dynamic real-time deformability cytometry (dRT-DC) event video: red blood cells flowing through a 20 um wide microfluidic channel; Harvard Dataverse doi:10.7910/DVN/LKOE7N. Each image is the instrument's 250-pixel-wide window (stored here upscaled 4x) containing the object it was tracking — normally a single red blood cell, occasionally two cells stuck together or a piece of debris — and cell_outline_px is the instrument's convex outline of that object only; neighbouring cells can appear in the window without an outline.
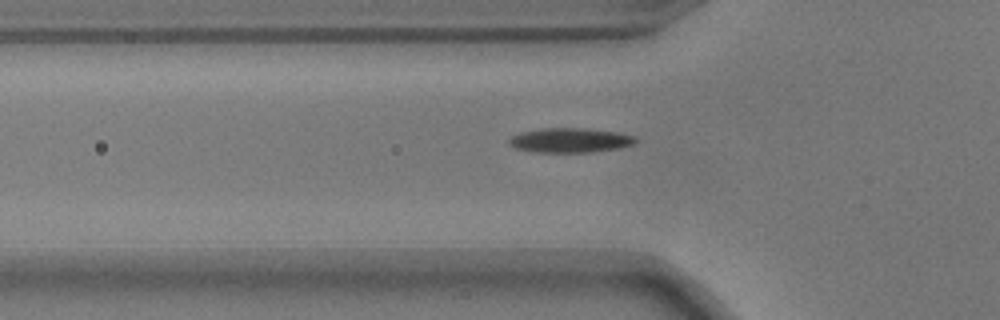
{"species": "common noctule bat (a hibernating species)", "species_latin": "Nyctalus noctula", "temperature_condition": "warm", "stored_images_in_passage": 35, "camera_frame_rate_fps": 3000, "um_per_image_px": 0.085, "animal": {"sex": "male", "body_mass_g": 17.9}, "frame": {"image": 1, "passage_image": 3, "time_ms": 0.667, "image_size_px": [1000, 320], "cell_outline_px": [[636, 140], [632, 144], [616, 148], [592, 152], [536, 152], [516, 148], [508, 144], [508, 140], [512, 136], [520, 132], [540, 128], [588, 128], [620, 132], [636, 136]], "centroid_in_image_um": [48.44, 11.91], "position_along_channel_um": 77.4, "area_um2": 18.15}}
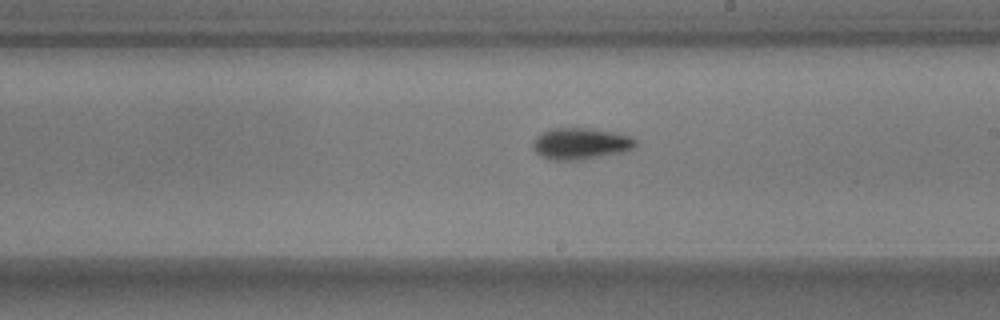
{"frame": {"image": 2, "passage_image": 16, "time_ms": 5.0, "image_size_px": [1000, 320], "cell_outline_px": [[636, 148], [624, 152], [580, 160], [552, 160], [536, 152], [532, 148], [532, 140], [536, 136], [552, 128], [592, 128], [616, 132], [628, 136], [636, 140]], "centroid_in_image_um": [49.37, 12.2], "position_along_channel_um": 239.6, "area_um2": 18.96}}
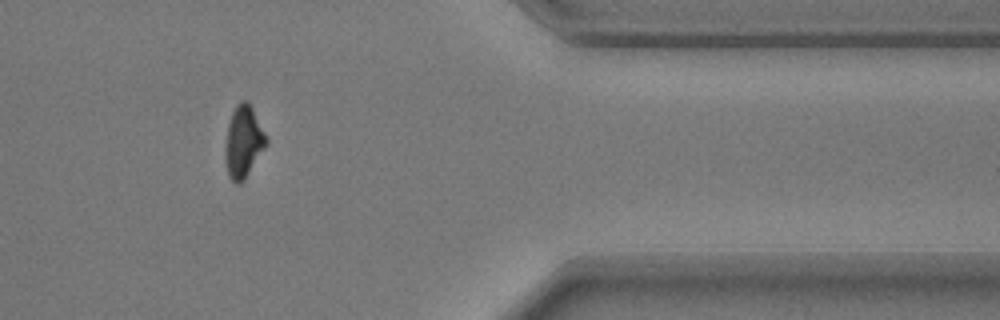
{"frame": {"image": 3, "passage_image": 30, "time_ms": 9.667, "image_size_px": [1000, 320], "cell_outline_px": [[268, 144], [244, 180], [240, 184], [236, 184], [228, 176], [224, 160], [224, 148], [228, 124], [232, 112], [236, 104], [240, 100], [248, 100], [268, 140]], "centroid_in_image_um": [20.67, 12.07], "position_along_channel_um": 390.7, "area_um2": 17.4}, "authors_computed_cell_mechanics": {"area_um2": 17.4556, "velocity_mm_per_s": 3.7228, "shape_relaxation_time_tau1_ms": 3.3672, "shape_relaxation_time_tau2_ms": 5.7408, "deformation_change_tau1": 0.1533, "deformation_change_tau2": 0.1158}}